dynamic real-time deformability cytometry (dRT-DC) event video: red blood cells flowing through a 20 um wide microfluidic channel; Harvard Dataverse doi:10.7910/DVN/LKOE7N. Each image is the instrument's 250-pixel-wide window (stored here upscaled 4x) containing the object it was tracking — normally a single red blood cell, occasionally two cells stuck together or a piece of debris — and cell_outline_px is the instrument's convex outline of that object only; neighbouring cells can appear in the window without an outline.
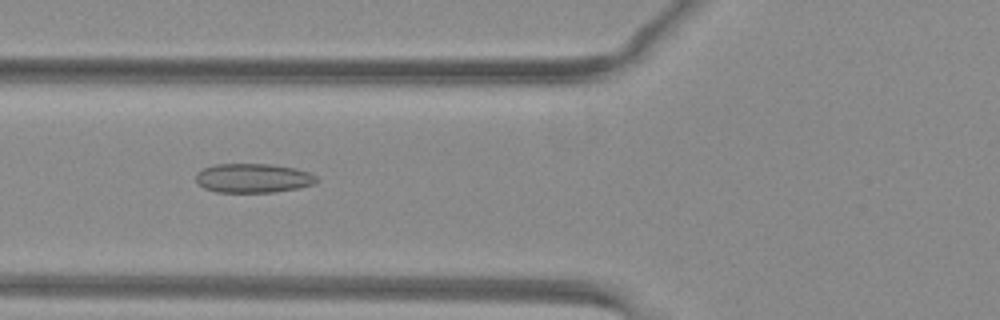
{"species": "common noctule bat (a hibernating species)", "species_latin": "Nyctalus noctula", "temperature_condition": "warm", "stored_images_in_passage": 32, "camera_frame_rate_fps": 3000, "um_per_image_px": 0.085, "animal": {"sex": "female", "body_mass_g": 29.2, "forearm_length_mm": 56.3}, "frame": {"image": 1, "passage_image": 7, "time_ms": 2.0, "image_size_px": [1000, 320], "cell_outline_px": [[320, 180], [312, 184], [300, 188], [272, 192], [216, 192], [204, 188], [196, 180], [196, 172], [204, 168], [216, 164], [272, 164], [296, 168], [308, 172], [316, 176]], "centroid_in_image_um": [21.53, 15.14], "position_along_channel_um": 104.3, "area_um2": 20.58}}
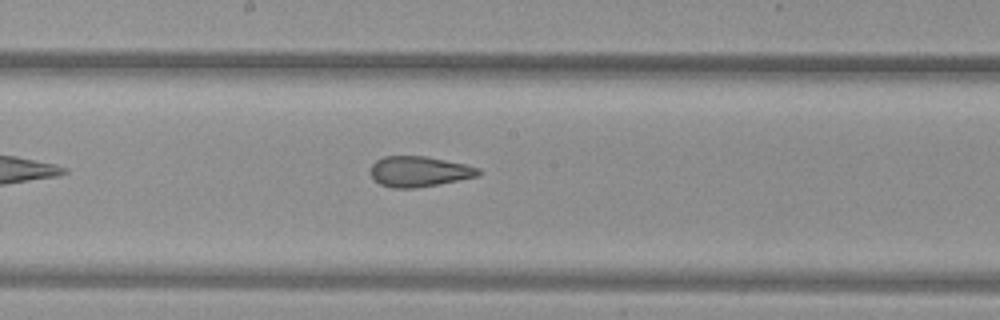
{"frame": {"image": 2, "passage_image": 15, "time_ms": 4.667, "image_size_px": [1000, 320], "cell_outline_px": [[480, 176], [436, 184], [412, 188], [392, 188], [380, 184], [372, 180], [368, 172], [372, 164], [376, 160], [384, 156], [424, 156], [464, 164], [480, 168]], "centroid_in_image_um": [35.56, 14.58], "position_along_channel_um": 212.6, "area_um2": 19.19}}
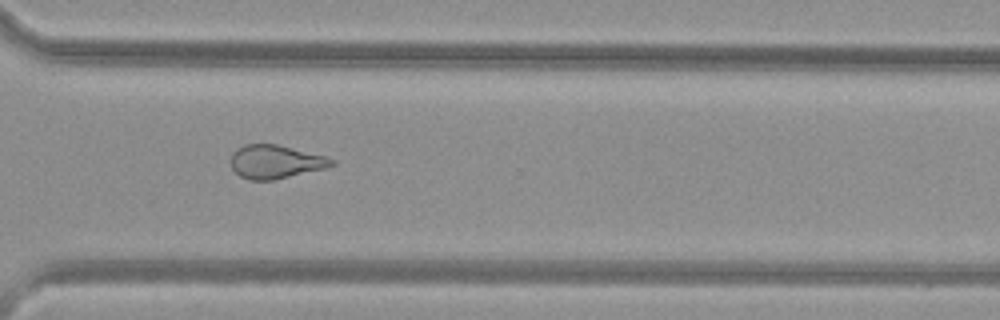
{"frame": {"image": 3, "passage_image": 25, "time_ms": 8.0, "image_size_px": [1000, 320], "cell_outline_px": [[336, 164], [328, 168], [272, 180], [248, 180], [240, 176], [232, 168], [228, 160], [232, 152], [236, 148], [244, 144], [280, 144], [324, 156], [336, 160]], "centroid_in_image_um": [23.39, 13.74], "position_along_channel_um": 347.2, "area_um2": 20.06}, "authors_computed_cell_mechanics": {"area_um2": 19.9699, "velocity_mm_per_s": 4.049, "shape_relaxation_time_tau1_ms": null, "shape_relaxation_time_tau2_ms": 1.6525, "deformation_change_tau1": null, "deformation_change_tau2": 0.107}}